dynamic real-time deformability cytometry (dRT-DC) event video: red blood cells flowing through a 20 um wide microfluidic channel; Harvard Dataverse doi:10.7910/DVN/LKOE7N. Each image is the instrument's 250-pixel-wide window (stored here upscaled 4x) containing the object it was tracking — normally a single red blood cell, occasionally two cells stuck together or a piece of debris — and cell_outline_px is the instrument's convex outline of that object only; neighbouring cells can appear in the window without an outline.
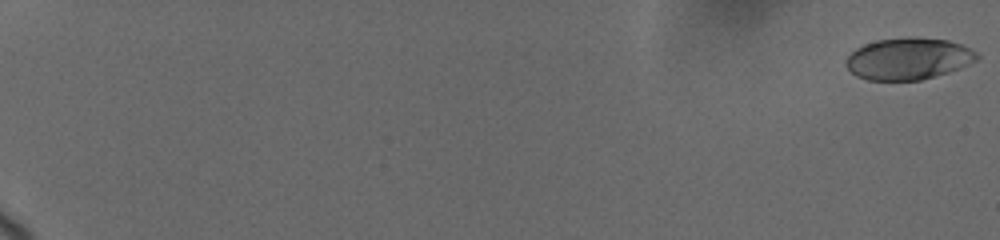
{"species": "human", "species_latin": "Homo sapiens", "temperature_condition": "cold", "stored_images_in_passage": 24, "camera_frame_rate_fps": 3000, "um_per_image_px": 0.085, "donor": {"sex": "female"}, "frame": {"image": 1, "passage_image": 1, "time_ms": 0.0, "image_size_px": [1000, 240], "cell_outline_px": [[980, 56], [976, 60], [948, 72], [920, 80], [868, 80], [856, 76], [844, 64], [844, 60], [856, 48], [864, 44], [876, 40], [948, 40], [960, 44], [976, 52]], "centroid_in_image_um": [77.15, 5.03], "position_along_channel_um": 7.8, "area_um2": 30.75}}
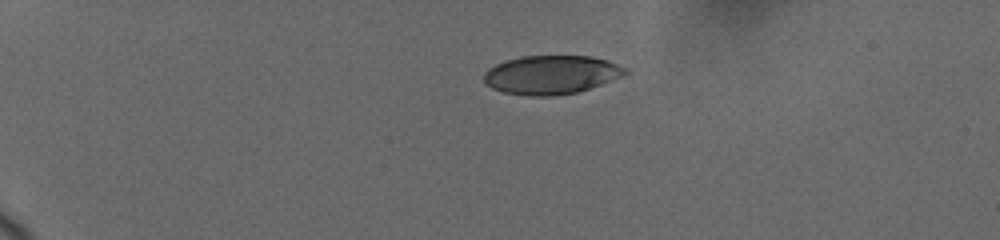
{"frame": {"image": 2, "passage_image": 15, "time_ms": 5.0, "image_size_px": [1000, 240], "cell_outline_px": [[628, 72], [624, 76], [576, 92], [552, 96], [528, 96], [504, 92], [492, 88], [484, 84], [484, 72], [488, 68], [496, 64], [520, 56], [592, 56], [608, 60], [624, 68]], "centroid_in_image_um": [46.82, 6.35], "position_along_channel_um": 38.2, "area_um2": 31.79}}
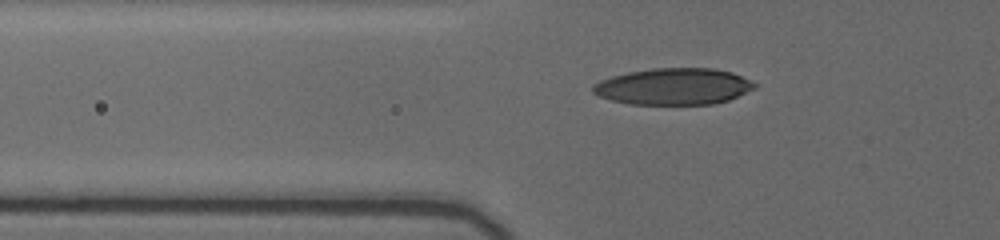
{"frame": {"image": 3, "passage_image": 21, "time_ms": 7.667, "image_size_px": [1000, 240], "cell_outline_px": [[756, 88], [728, 100], [712, 104], [632, 104], [612, 100], [600, 96], [592, 92], [592, 88], [600, 80], [612, 76], [628, 72], [652, 68], [712, 68], [732, 72], [756, 84]], "centroid_in_image_um": [57.25, 7.34], "position_along_channel_um": 68.5, "area_um2": 34.16}}